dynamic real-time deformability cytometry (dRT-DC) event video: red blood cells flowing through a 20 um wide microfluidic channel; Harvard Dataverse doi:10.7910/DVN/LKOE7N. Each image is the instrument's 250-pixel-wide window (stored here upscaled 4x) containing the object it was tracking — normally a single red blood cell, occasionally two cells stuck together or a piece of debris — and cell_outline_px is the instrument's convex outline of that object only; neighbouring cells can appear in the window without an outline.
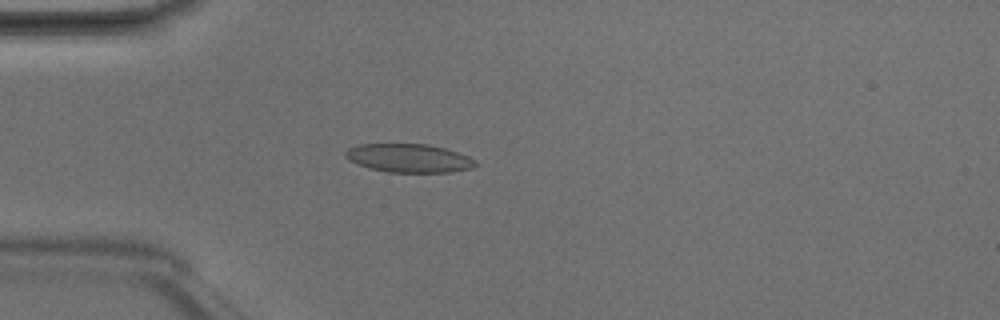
{"species": "Egyptian fruit bat (a non-hibernating species)", "species_latin": "Rousettus aegyptiacus", "temperature_condition": "room temperature", "stored_images_in_passage": 4, "camera_frame_rate_fps": 3000, "um_per_image_px": 0.085, "animal": {"sex": "male"}, "frame": {"image": 1, "passage_image": 4, "time_ms": 1.0, "image_size_px": [1000, 320], "cell_outline_px": [[480, 164], [472, 168], [448, 172], [388, 172], [368, 168], [348, 160], [344, 156], [344, 152], [348, 148], [356, 144], [428, 144], [444, 148], [468, 156], [476, 160]], "centroid_in_image_um": [34.73, 13.44], "position_along_channel_um": 50.3, "area_um2": 21.73}}